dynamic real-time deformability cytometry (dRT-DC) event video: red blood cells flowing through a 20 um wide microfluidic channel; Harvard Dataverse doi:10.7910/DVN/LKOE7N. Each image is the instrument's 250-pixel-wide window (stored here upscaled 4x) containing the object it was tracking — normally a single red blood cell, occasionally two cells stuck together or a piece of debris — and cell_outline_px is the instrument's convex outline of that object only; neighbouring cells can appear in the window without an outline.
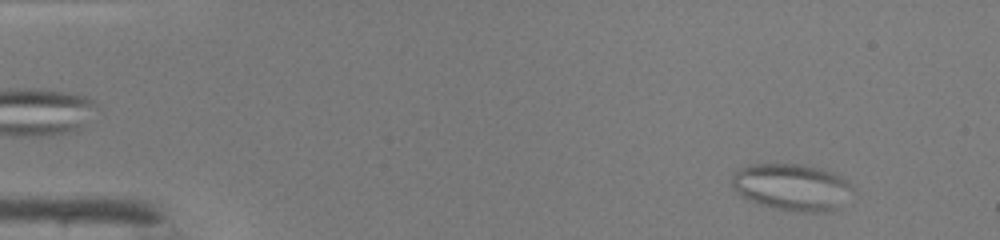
{"species": "common noctule bat (a hibernating species)", "species_latin": "Nyctalus noctula", "temperature_condition": "warm", "stored_images_in_passage": 14, "camera_frame_rate_fps": 3000, "um_per_image_px": 0.085, "animal": {"sex": "male", "body_mass_g": 19.0, "forearm_length_mm": 50.8}, "frame": {"image": 1, "passage_image": 3, "time_ms": 0.667, "image_size_px": [1000, 240], "cell_outline_px": [[852, 188], [824, 212], [808, 212], [780, 208], [764, 204], [752, 200], [744, 196], [732, 184], [732, 176], [740, 168], [752, 164], [796, 164], [820, 168], [844, 180]], "centroid_in_image_um": [67.18, 15.85], "position_along_channel_um": 17.8, "area_um2": 30.63}}